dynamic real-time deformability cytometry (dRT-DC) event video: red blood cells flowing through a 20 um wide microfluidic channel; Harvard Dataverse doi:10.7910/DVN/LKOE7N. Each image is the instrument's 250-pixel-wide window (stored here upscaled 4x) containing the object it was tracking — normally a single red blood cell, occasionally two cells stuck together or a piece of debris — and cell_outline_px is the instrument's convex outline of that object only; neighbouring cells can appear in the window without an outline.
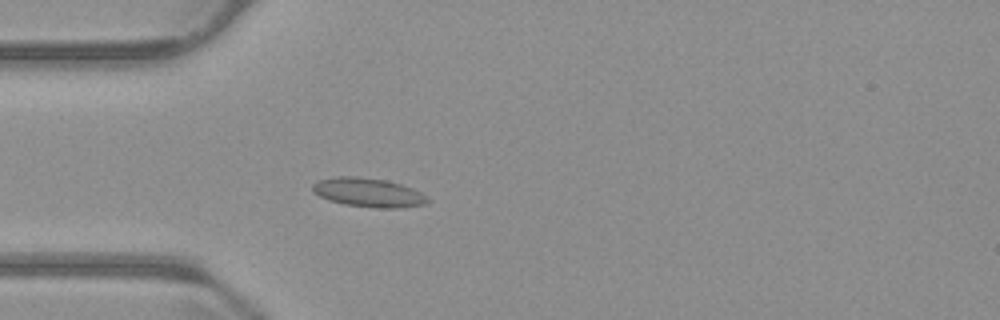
{"species": "common noctule bat (a hibernating species)", "species_latin": "Nyctalus noctula", "temperature_condition": "warm", "stored_images_in_passage": 24, "camera_frame_rate_fps": 3000, "um_per_image_px": 0.085, "animal": {"sex": "male", "body_mass_g": 23.1, "forearm_length_mm": 52.7}, "frame": {"image": 1, "passage_image": 17, "time_ms": 5.333, "image_size_px": [1000, 320], "cell_outline_px": [[428, 200], [424, 204], [400, 208], [376, 208], [344, 204], [328, 200], [312, 192], [312, 184], [316, 180], [336, 176], [356, 176], [384, 180], [400, 184], [412, 188], [420, 192]], "centroid_in_image_um": [31.23, 16.36], "position_along_channel_um": 53.8, "area_um2": 19.36}}
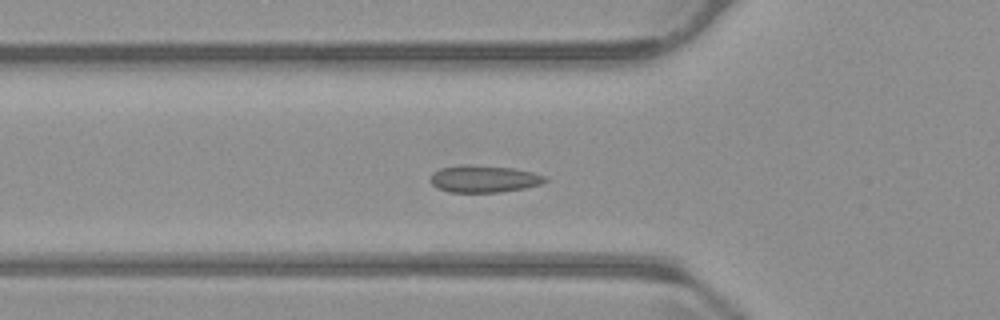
{"frame": {"image": 2, "passage_image": 20, "time_ms": 6.333, "image_size_px": [1000, 320], "cell_outline_px": [[548, 180], [540, 184], [524, 188], [500, 192], [448, 192], [436, 188], [428, 180], [432, 172], [440, 168], [460, 164], [468, 164], [512, 168], [532, 172], [544, 176]], "centroid_in_image_um": [41.05, 15.2], "position_along_channel_um": 84.7, "area_um2": 18.26}}
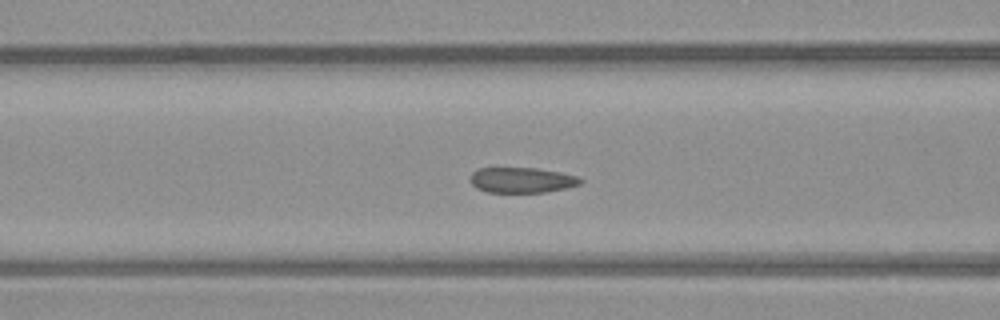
{"frame": {"image": 3, "passage_image": 23, "time_ms": 7.333, "image_size_px": [1000, 320], "cell_outline_px": [[584, 180], [580, 184], [568, 188], [544, 192], [488, 192], [476, 188], [468, 180], [468, 176], [476, 168], [496, 164], [536, 168], [560, 172], [580, 176]], "centroid_in_image_um": [44.26, 15.24], "position_along_channel_um": 122.3, "area_um2": 17.46}}